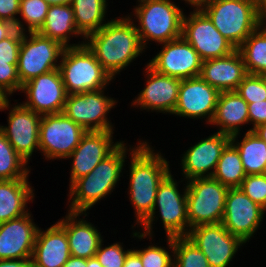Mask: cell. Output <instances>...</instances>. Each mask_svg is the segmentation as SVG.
I'll use <instances>...</instances> for the list:
<instances>
[{
  "mask_svg": "<svg viewBox=\"0 0 266 267\" xmlns=\"http://www.w3.org/2000/svg\"><path fill=\"white\" fill-rule=\"evenodd\" d=\"M131 20L129 16L111 19L84 39L86 46L113 79L144 49L135 24Z\"/></svg>",
  "mask_w": 266,
  "mask_h": 267,
  "instance_id": "1",
  "label": "cell"
},
{
  "mask_svg": "<svg viewBox=\"0 0 266 267\" xmlns=\"http://www.w3.org/2000/svg\"><path fill=\"white\" fill-rule=\"evenodd\" d=\"M130 163L129 197L136 214V223L141 225L154 208L157 189L170 172L169 162L156 153L147 142H141L132 149Z\"/></svg>",
  "mask_w": 266,
  "mask_h": 267,
  "instance_id": "2",
  "label": "cell"
},
{
  "mask_svg": "<svg viewBox=\"0 0 266 267\" xmlns=\"http://www.w3.org/2000/svg\"><path fill=\"white\" fill-rule=\"evenodd\" d=\"M123 141L88 174L75 180L69 192V212L82 213L87 216L88 211L106 195L113 192L115 185L121 177L124 167L126 149ZM85 212V213H84Z\"/></svg>",
  "mask_w": 266,
  "mask_h": 267,
  "instance_id": "3",
  "label": "cell"
},
{
  "mask_svg": "<svg viewBox=\"0 0 266 267\" xmlns=\"http://www.w3.org/2000/svg\"><path fill=\"white\" fill-rule=\"evenodd\" d=\"M202 11L236 49L266 20L255 0H212Z\"/></svg>",
  "mask_w": 266,
  "mask_h": 267,
  "instance_id": "4",
  "label": "cell"
},
{
  "mask_svg": "<svg viewBox=\"0 0 266 267\" xmlns=\"http://www.w3.org/2000/svg\"><path fill=\"white\" fill-rule=\"evenodd\" d=\"M61 57L59 71L67 95L104 89L113 79L86 44L65 47Z\"/></svg>",
  "mask_w": 266,
  "mask_h": 267,
  "instance_id": "5",
  "label": "cell"
},
{
  "mask_svg": "<svg viewBox=\"0 0 266 267\" xmlns=\"http://www.w3.org/2000/svg\"><path fill=\"white\" fill-rule=\"evenodd\" d=\"M134 16L139 25H135L143 48L147 41L160 45L182 37L184 13L171 0H138Z\"/></svg>",
  "mask_w": 266,
  "mask_h": 267,
  "instance_id": "6",
  "label": "cell"
},
{
  "mask_svg": "<svg viewBox=\"0 0 266 267\" xmlns=\"http://www.w3.org/2000/svg\"><path fill=\"white\" fill-rule=\"evenodd\" d=\"M177 183L178 182L174 180L173 175H171V171L163 178L157 189L152 214L141 224L144 228V232H135L133 233V236L138 237L139 239L152 236V224L155 219L154 217L156 216L155 210L157 207L161 214V221L167 237H182L188 235L187 187H185L184 194L182 195L178 191Z\"/></svg>",
  "mask_w": 266,
  "mask_h": 267,
  "instance_id": "7",
  "label": "cell"
},
{
  "mask_svg": "<svg viewBox=\"0 0 266 267\" xmlns=\"http://www.w3.org/2000/svg\"><path fill=\"white\" fill-rule=\"evenodd\" d=\"M186 187L189 230L221 223L229 188L212 177L190 179Z\"/></svg>",
  "mask_w": 266,
  "mask_h": 267,
  "instance_id": "8",
  "label": "cell"
},
{
  "mask_svg": "<svg viewBox=\"0 0 266 267\" xmlns=\"http://www.w3.org/2000/svg\"><path fill=\"white\" fill-rule=\"evenodd\" d=\"M29 37L26 32L22 34L19 49L17 72L21 85L41 74L59 69L57 60L65 48L59 41L39 32H29Z\"/></svg>",
  "mask_w": 266,
  "mask_h": 267,
  "instance_id": "9",
  "label": "cell"
},
{
  "mask_svg": "<svg viewBox=\"0 0 266 267\" xmlns=\"http://www.w3.org/2000/svg\"><path fill=\"white\" fill-rule=\"evenodd\" d=\"M87 131L63 113L41 117L39 150L46 159H66Z\"/></svg>",
  "mask_w": 266,
  "mask_h": 267,
  "instance_id": "10",
  "label": "cell"
},
{
  "mask_svg": "<svg viewBox=\"0 0 266 267\" xmlns=\"http://www.w3.org/2000/svg\"><path fill=\"white\" fill-rule=\"evenodd\" d=\"M115 104V99L104 96V89L87 91L67 95L62 113L86 131L113 132L106 116Z\"/></svg>",
  "mask_w": 266,
  "mask_h": 267,
  "instance_id": "11",
  "label": "cell"
},
{
  "mask_svg": "<svg viewBox=\"0 0 266 267\" xmlns=\"http://www.w3.org/2000/svg\"><path fill=\"white\" fill-rule=\"evenodd\" d=\"M182 37L196 50L202 61L222 58L237 50L213 25L202 10L183 16Z\"/></svg>",
  "mask_w": 266,
  "mask_h": 267,
  "instance_id": "12",
  "label": "cell"
},
{
  "mask_svg": "<svg viewBox=\"0 0 266 267\" xmlns=\"http://www.w3.org/2000/svg\"><path fill=\"white\" fill-rule=\"evenodd\" d=\"M186 237L206 256L210 267H228L234 254L244 243L222 223L195 226Z\"/></svg>",
  "mask_w": 266,
  "mask_h": 267,
  "instance_id": "13",
  "label": "cell"
},
{
  "mask_svg": "<svg viewBox=\"0 0 266 267\" xmlns=\"http://www.w3.org/2000/svg\"><path fill=\"white\" fill-rule=\"evenodd\" d=\"M265 211L240 188H229L221 223L232 235L246 243L261 225Z\"/></svg>",
  "mask_w": 266,
  "mask_h": 267,
  "instance_id": "14",
  "label": "cell"
},
{
  "mask_svg": "<svg viewBox=\"0 0 266 267\" xmlns=\"http://www.w3.org/2000/svg\"><path fill=\"white\" fill-rule=\"evenodd\" d=\"M162 45V50L148 63L151 68L181 80L200 76L202 60L183 37Z\"/></svg>",
  "mask_w": 266,
  "mask_h": 267,
  "instance_id": "15",
  "label": "cell"
},
{
  "mask_svg": "<svg viewBox=\"0 0 266 267\" xmlns=\"http://www.w3.org/2000/svg\"><path fill=\"white\" fill-rule=\"evenodd\" d=\"M27 101L22 103L41 116L62 113L67 93L59 69L41 74L22 85Z\"/></svg>",
  "mask_w": 266,
  "mask_h": 267,
  "instance_id": "16",
  "label": "cell"
},
{
  "mask_svg": "<svg viewBox=\"0 0 266 267\" xmlns=\"http://www.w3.org/2000/svg\"><path fill=\"white\" fill-rule=\"evenodd\" d=\"M41 117L32 109L25 107L23 104H18L9 111L8 126L0 125V131L27 163L34 149L39 150Z\"/></svg>",
  "mask_w": 266,
  "mask_h": 267,
  "instance_id": "17",
  "label": "cell"
},
{
  "mask_svg": "<svg viewBox=\"0 0 266 267\" xmlns=\"http://www.w3.org/2000/svg\"><path fill=\"white\" fill-rule=\"evenodd\" d=\"M219 94L217 89L200 76L182 79L178 101L172 114L192 119L206 117L207 123L210 124L216 111Z\"/></svg>",
  "mask_w": 266,
  "mask_h": 267,
  "instance_id": "18",
  "label": "cell"
},
{
  "mask_svg": "<svg viewBox=\"0 0 266 267\" xmlns=\"http://www.w3.org/2000/svg\"><path fill=\"white\" fill-rule=\"evenodd\" d=\"M112 131H87L80 143L67 157L72 158L70 185L88 175L120 142H112ZM114 143V144H113Z\"/></svg>",
  "mask_w": 266,
  "mask_h": 267,
  "instance_id": "19",
  "label": "cell"
},
{
  "mask_svg": "<svg viewBox=\"0 0 266 267\" xmlns=\"http://www.w3.org/2000/svg\"><path fill=\"white\" fill-rule=\"evenodd\" d=\"M230 141L231 136L216 132L190 147L181 159L185 179L212 177L222 151Z\"/></svg>",
  "mask_w": 266,
  "mask_h": 267,
  "instance_id": "20",
  "label": "cell"
},
{
  "mask_svg": "<svg viewBox=\"0 0 266 267\" xmlns=\"http://www.w3.org/2000/svg\"><path fill=\"white\" fill-rule=\"evenodd\" d=\"M147 84L132 105L151 111L173 113L178 101L181 79L156 72L148 64L145 68Z\"/></svg>",
  "mask_w": 266,
  "mask_h": 267,
  "instance_id": "21",
  "label": "cell"
},
{
  "mask_svg": "<svg viewBox=\"0 0 266 267\" xmlns=\"http://www.w3.org/2000/svg\"><path fill=\"white\" fill-rule=\"evenodd\" d=\"M31 218L27 213L0 223V260L31 259L39 228Z\"/></svg>",
  "mask_w": 266,
  "mask_h": 267,
  "instance_id": "22",
  "label": "cell"
},
{
  "mask_svg": "<svg viewBox=\"0 0 266 267\" xmlns=\"http://www.w3.org/2000/svg\"><path fill=\"white\" fill-rule=\"evenodd\" d=\"M247 75L238 50L226 57L202 61L200 77L219 92L236 91Z\"/></svg>",
  "mask_w": 266,
  "mask_h": 267,
  "instance_id": "23",
  "label": "cell"
},
{
  "mask_svg": "<svg viewBox=\"0 0 266 267\" xmlns=\"http://www.w3.org/2000/svg\"><path fill=\"white\" fill-rule=\"evenodd\" d=\"M71 256L65 230L55 223L46 231L38 228L31 265L34 267H63Z\"/></svg>",
  "mask_w": 266,
  "mask_h": 267,
  "instance_id": "24",
  "label": "cell"
},
{
  "mask_svg": "<svg viewBox=\"0 0 266 267\" xmlns=\"http://www.w3.org/2000/svg\"><path fill=\"white\" fill-rule=\"evenodd\" d=\"M57 223L65 230L71 256L89 259L94 257L103 242L102 236L92 223L84 219L77 220L82 213L68 212Z\"/></svg>",
  "mask_w": 266,
  "mask_h": 267,
  "instance_id": "25",
  "label": "cell"
},
{
  "mask_svg": "<svg viewBox=\"0 0 266 267\" xmlns=\"http://www.w3.org/2000/svg\"><path fill=\"white\" fill-rule=\"evenodd\" d=\"M248 103L236 92H220L211 125L220 127L219 133L239 134L241 125L249 123Z\"/></svg>",
  "mask_w": 266,
  "mask_h": 267,
  "instance_id": "26",
  "label": "cell"
},
{
  "mask_svg": "<svg viewBox=\"0 0 266 267\" xmlns=\"http://www.w3.org/2000/svg\"><path fill=\"white\" fill-rule=\"evenodd\" d=\"M33 198L28 179L0 180V223L27 214L25 208Z\"/></svg>",
  "mask_w": 266,
  "mask_h": 267,
  "instance_id": "27",
  "label": "cell"
},
{
  "mask_svg": "<svg viewBox=\"0 0 266 267\" xmlns=\"http://www.w3.org/2000/svg\"><path fill=\"white\" fill-rule=\"evenodd\" d=\"M41 35L59 41L64 47L79 46L68 44L70 35L84 36L76 27L74 12L71 4L50 5L43 26L37 31Z\"/></svg>",
  "mask_w": 266,
  "mask_h": 267,
  "instance_id": "28",
  "label": "cell"
},
{
  "mask_svg": "<svg viewBox=\"0 0 266 267\" xmlns=\"http://www.w3.org/2000/svg\"><path fill=\"white\" fill-rule=\"evenodd\" d=\"M239 134L231 136V142L236 146L246 175L266 173V142L253 131H247L243 140L236 141Z\"/></svg>",
  "mask_w": 266,
  "mask_h": 267,
  "instance_id": "29",
  "label": "cell"
},
{
  "mask_svg": "<svg viewBox=\"0 0 266 267\" xmlns=\"http://www.w3.org/2000/svg\"><path fill=\"white\" fill-rule=\"evenodd\" d=\"M262 23L237 48L240 52L247 73L266 76V26Z\"/></svg>",
  "mask_w": 266,
  "mask_h": 267,
  "instance_id": "30",
  "label": "cell"
},
{
  "mask_svg": "<svg viewBox=\"0 0 266 267\" xmlns=\"http://www.w3.org/2000/svg\"><path fill=\"white\" fill-rule=\"evenodd\" d=\"M107 0H73L72 8L77 29L85 38L102 28L107 8Z\"/></svg>",
  "mask_w": 266,
  "mask_h": 267,
  "instance_id": "31",
  "label": "cell"
},
{
  "mask_svg": "<svg viewBox=\"0 0 266 267\" xmlns=\"http://www.w3.org/2000/svg\"><path fill=\"white\" fill-rule=\"evenodd\" d=\"M245 177L239 152L230 141L222 151L212 178L228 188H239Z\"/></svg>",
  "mask_w": 266,
  "mask_h": 267,
  "instance_id": "32",
  "label": "cell"
},
{
  "mask_svg": "<svg viewBox=\"0 0 266 267\" xmlns=\"http://www.w3.org/2000/svg\"><path fill=\"white\" fill-rule=\"evenodd\" d=\"M27 164L0 131V180L28 179Z\"/></svg>",
  "mask_w": 266,
  "mask_h": 267,
  "instance_id": "33",
  "label": "cell"
},
{
  "mask_svg": "<svg viewBox=\"0 0 266 267\" xmlns=\"http://www.w3.org/2000/svg\"><path fill=\"white\" fill-rule=\"evenodd\" d=\"M167 243L174 254L173 267H210L206 256L186 236L167 237Z\"/></svg>",
  "mask_w": 266,
  "mask_h": 267,
  "instance_id": "34",
  "label": "cell"
},
{
  "mask_svg": "<svg viewBox=\"0 0 266 267\" xmlns=\"http://www.w3.org/2000/svg\"><path fill=\"white\" fill-rule=\"evenodd\" d=\"M49 4L45 0H20L19 14L28 26V32H37L47 16Z\"/></svg>",
  "mask_w": 266,
  "mask_h": 267,
  "instance_id": "35",
  "label": "cell"
},
{
  "mask_svg": "<svg viewBox=\"0 0 266 267\" xmlns=\"http://www.w3.org/2000/svg\"><path fill=\"white\" fill-rule=\"evenodd\" d=\"M236 92L248 104L266 100V76L248 74Z\"/></svg>",
  "mask_w": 266,
  "mask_h": 267,
  "instance_id": "36",
  "label": "cell"
},
{
  "mask_svg": "<svg viewBox=\"0 0 266 267\" xmlns=\"http://www.w3.org/2000/svg\"><path fill=\"white\" fill-rule=\"evenodd\" d=\"M239 188L253 202L266 210V173L246 175Z\"/></svg>",
  "mask_w": 266,
  "mask_h": 267,
  "instance_id": "37",
  "label": "cell"
},
{
  "mask_svg": "<svg viewBox=\"0 0 266 267\" xmlns=\"http://www.w3.org/2000/svg\"><path fill=\"white\" fill-rule=\"evenodd\" d=\"M134 251L140 256L143 267H173L174 259L165 247L150 245L142 250ZM169 252V253H168Z\"/></svg>",
  "mask_w": 266,
  "mask_h": 267,
  "instance_id": "38",
  "label": "cell"
},
{
  "mask_svg": "<svg viewBox=\"0 0 266 267\" xmlns=\"http://www.w3.org/2000/svg\"><path fill=\"white\" fill-rule=\"evenodd\" d=\"M102 242L95 257L103 267H123L125 258L131 249L125 251L121 244L114 243L103 248Z\"/></svg>",
  "mask_w": 266,
  "mask_h": 267,
  "instance_id": "39",
  "label": "cell"
},
{
  "mask_svg": "<svg viewBox=\"0 0 266 267\" xmlns=\"http://www.w3.org/2000/svg\"><path fill=\"white\" fill-rule=\"evenodd\" d=\"M0 88L9 97L15 91H21L22 85L18 77L17 64L0 61Z\"/></svg>",
  "mask_w": 266,
  "mask_h": 267,
  "instance_id": "40",
  "label": "cell"
},
{
  "mask_svg": "<svg viewBox=\"0 0 266 267\" xmlns=\"http://www.w3.org/2000/svg\"><path fill=\"white\" fill-rule=\"evenodd\" d=\"M22 34L23 32L17 29L11 36L0 41V61L18 64Z\"/></svg>",
  "mask_w": 266,
  "mask_h": 267,
  "instance_id": "41",
  "label": "cell"
},
{
  "mask_svg": "<svg viewBox=\"0 0 266 267\" xmlns=\"http://www.w3.org/2000/svg\"><path fill=\"white\" fill-rule=\"evenodd\" d=\"M20 12V0H0V20L16 25L21 32H27L22 22L15 16ZM26 30V31H25Z\"/></svg>",
  "mask_w": 266,
  "mask_h": 267,
  "instance_id": "42",
  "label": "cell"
},
{
  "mask_svg": "<svg viewBox=\"0 0 266 267\" xmlns=\"http://www.w3.org/2000/svg\"><path fill=\"white\" fill-rule=\"evenodd\" d=\"M249 123L253 124L252 131L259 125L266 123V100L248 104Z\"/></svg>",
  "mask_w": 266,
  "mask_h": 267,
  "instance_id": "43",
  "label": "cell"
},
{
  "mask_svg": "<svg viewBox=\"0 0 266 267\" xmlns=\"http://www.w3.org/2000/svg\"><path fill=\"white\" fill-rule=\"evenodd\" d=\"M31 259H2L0 267H30Z\"/></svg>",
  "mask_w": 266,
  "mask_h": 267,
  "instance_id": "44",
  "label": "cell"
},
{
  "mask_svg": "<svg viewBox=\"0 0 266 267\" xmlns=\"http://www.w3.org/2000/svg\"><path fill=\"white\" fill-rule=\"evenodd\" d=\"M16 30L17 28L15 24L0 20V41L11 36Z\"/></svg>",
  "mask_w": 266,
  "mask_h": 267,
  "instance_id": "45",
  "label": "cell"
},
{
  "mask_svg": "<svg viewBox=\"0 0 266 267\" xmlns=\"http://www.w3.org/2000/svg\"><path fill=\"white\" fill-rule=\"evenodd\" d=\"M123 267H143L140 256L131 250L125 258Z\"/></svg>",
  "mask_w": 266,
  "mask_h": 267,
  "instance_id": "46",
  "label": "cell"
},
{
  "mask_svg": "<svg viewBox=\"0 0 266 267\" xmlns=\"http://www.w3.org/2000/svg\"><path fill=\"white\" fill-rule=\"evenodd\" d=\"M63 267H87V259L70 256Z\"/></svg>",
  "mask_w": 266,
  "mask_h": 267,
  "instance_id": "47",
  "label": "cell"
},
{
  "mask_svg": "<svg viewBox=\"0 0 266 267\" xmlns=\"http://www.w3.org/2000/svg\"><path fill=\"white\" fill-rule=\"evenodd\" d=\"M186 3L191 5L194 10H202L205 6L212 2V0H184Z\"/></svg>",
  "mask_w": 266,
  "mask_h": 267,
  "instance_id": "48",
  "label": "cell"
},
{
  "mask_svg": "<svg viewBox=\"0 0 266 267\" xmlns=\"http://www.w3.org/2000/svg\"><path fill=\"white\" fill-rule=\"evenodd\" d=\"M260 139L266 142V123L252 130Z\"/></svg>",
  "mask_w": 266,
  "mask_h": 267,
  "instance_id": "49",
  "label": "cell"
},
{
  "mask_svg": "<svg viewBox=\"0 0 266 267\" xmlns=\"http://www.w3.org/2000/svg\"><path fill=\"white\" fill-rule=\"evenodd\" d=\"M9 100L8 96L3 92V90L0 88V110L8 109L9 108Z\"/></svg>",
  "mask_w": 266,
  "mask_h": 267,
  "instance_id": "50",
  "label": "cell"
},
{
  "mask_svg": "<svg viewBox=\"0 0 266 267\" xmlns=\"http://www.w3.org/2000/svg\"><path fill=\"white\" fill-rule=\"evenodd\" d=\"M49 5H67L72 4L73 0H45Z\"/></svg>",
  "mask_w": 266,
  "mask_h": 267,
  "instance_id": "51",
  "label": "cell"
},
{
  "mask_svg": "<svg viewBox=\"0 0 266 267\" xmlns=\"http://www.w3.org/2000/svg\"><path fill=\"white\" fill-rule=\"evenodd\" d=\"M259 11L266 17V0H255Z\"/></svg>",
  "mask_w": 266,
  "mask_h": 267,
  "instance_id": "52",
  "label": "cell"
},
{
  "mask_svg": "<svg viewBox=\"0 0 266 267\" xmlns=\"http://www.w3.org/2000/svg\"><path fill=\"white\" fill-rule=\"evenodd\" d=\"M87 267H103L98 259L94 256L89 259H87Z\"/></svg>",
  "mask_w": 266,
  "mask_h": 267,
  "instance_id": "53",
  "label": "cell"
}]
</instances>
